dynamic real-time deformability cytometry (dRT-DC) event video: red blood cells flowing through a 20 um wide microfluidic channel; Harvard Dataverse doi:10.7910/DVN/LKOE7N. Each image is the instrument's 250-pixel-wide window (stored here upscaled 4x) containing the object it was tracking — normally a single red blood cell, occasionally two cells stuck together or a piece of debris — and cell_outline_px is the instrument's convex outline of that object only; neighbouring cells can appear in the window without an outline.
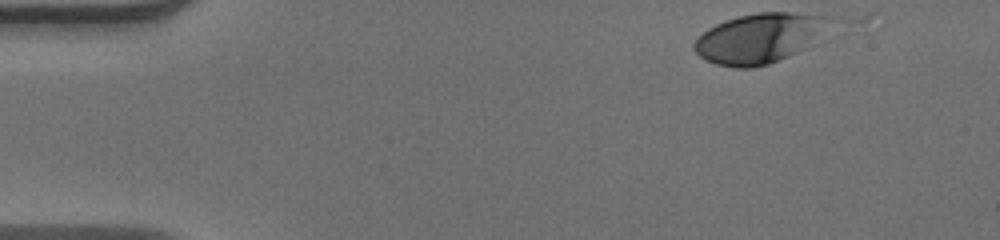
{"species": "human", "species_latin": "Homo sapiens", "temperature_condition": "warm", "stored_images_in_passage": 40, "camera_frame_rate_fps": 3000, "um_per_image_px": 0.085, "donor": {"sex": "male"}, "frame": {"image": 1, "passage_image": 1, "time_ms": 0.0, "image_size_px": [1000, 240], "cell_outline_px": [[832, 16], [804, 48], [788, 56], [768, 64], [752, 68], [736, 68], [716, 64], [700, 56], [692, 48], [692, 44], [708, 28], [716, 24], [740, 16], [756, 12], [788, 12]], "centroid_in_image_um": [64.44, 3.25], "position_along_channel_um": 20.6, "area_um2": 38.15}}
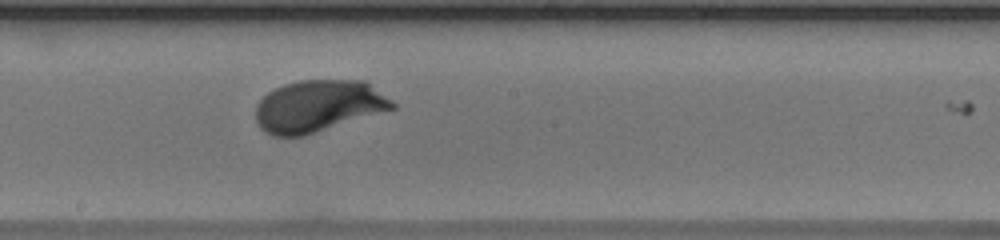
{"frame": {"image": 2, "passage_image": 24, "time_ms": 7.667, "image_size_px": [1000, 240], "cell_outline_px": [[396, 108], [304, 136], [272, 136], [264, 132], [260, 128], [256, 120], [256, 104], [268, 92], [284, 84], [300, 80], [368, 80], [396, 104]], "centroid_in_image_um": [27.07, 9.01], "position_along_channel_um": 221.1, "area_um2": 41.56}}
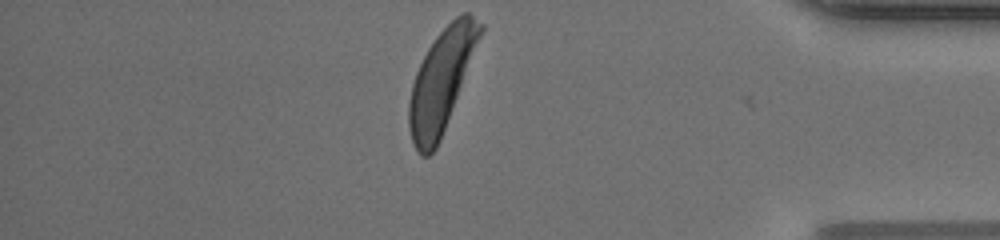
{"frame": {"image": 3, "passage_image": 40, "time_ms": 13.0, "image_size_px": [1000, 240], "cell_outline_px": [[484, 28], [440, 140], [436, 148], [428, 156], [420, 156], [412, 140], [408, 128], [408, 100], [412, 84], [416, 72], [428, 48], [436, 36], [456, 16], [464, 12], [468, 12], [484, 24]], "centroid_in_image_um": [37.5, 6.86], "position_along_channel_um": 397.7, "area_um2": 41.56}, "authors_computed_cell_mechanics": {"area_um2": 40.7201, "velocity_mm_per_s": 3.9058, "shape_relaxation_time_tau1_ms": 1.9444, "shape_relaxation_time_tau2_ms": null, "deformation_change_tau1": 0.1618, "deformation_change_tau2": null}}